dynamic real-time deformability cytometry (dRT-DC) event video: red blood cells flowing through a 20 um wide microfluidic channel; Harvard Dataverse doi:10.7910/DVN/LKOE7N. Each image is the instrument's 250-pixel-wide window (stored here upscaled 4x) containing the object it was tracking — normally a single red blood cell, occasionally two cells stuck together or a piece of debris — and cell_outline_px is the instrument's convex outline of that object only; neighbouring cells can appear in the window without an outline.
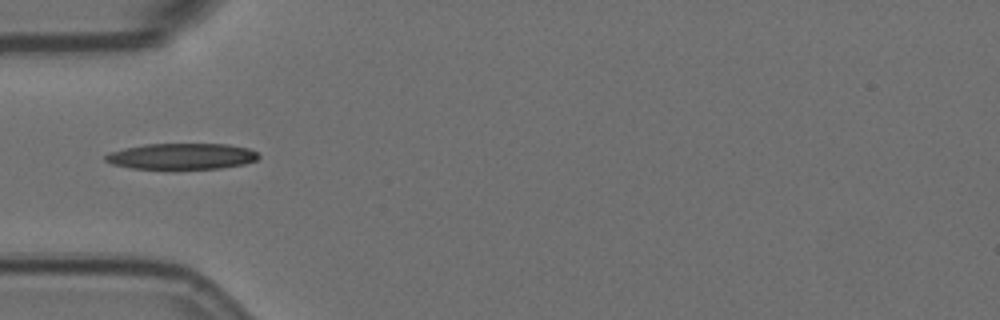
{"species": "Egyptian fruit bat (a non-hibernating species)", "species_latin": "Rousettus aegyptiacus", "temperature_condition": "room temperature", "stored_images_in_passage": 12, "camera_frame_rate_fps": 3000, "um_per_image_px": 0.085, "animal": {"sex": "female"}, "frame": {"image": 1, "passage_image": 2, "time_ms": 0.333, "image_size_px": [1000, 320], "cell_outline_px": [[260, 156], [256, 160], [244, 164], [220, 168], [132, 168], [112, 164], [104, 160], [104, 156], [108, 152], [124, 148], [144, 144], [228, 144], [248, 148], [256, 152]], "centroid_in_image_um": [15.42, 13.27], "position_along_channel_um": 69.6, "area_um2": 23.06}}
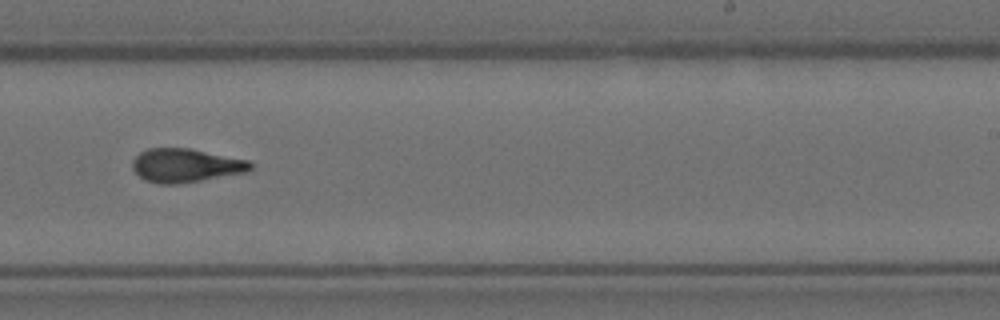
{"frame": {"image": 2, "passage_image": 7, "time_ms": 2.0, "image_size_px": [1000, 320], "cell_outline_px": [[252, 168], [248, 172], [176, 184], [160, 184], [144, 180], [132, 168], [132, 160], [140, 152], [148, 148], [192, 148], [248, 160], [252, 164]], "centroid_in_image_um": [15.78, 14.05], "position_along_channel_um": 273.2, "area_um2": 23.18}}
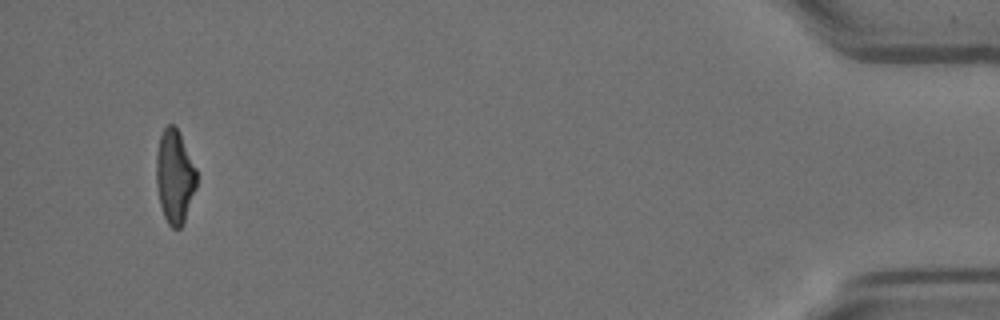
{"frame": {"image": 3, "passage_image": 12, "time_ms": 3.667, "image_size_px": [1000, 320], "cell_outline_px": [[196, 188], [184, 224], [180, 228], [172, 228], [168, 224], [164, 216], [160, 204], [156, 184], [156, 152], [160, 136], [164, 128], [168, 124], [172, 124], [176, 128], [196, 168]], "centroid_in_image_um": [14.84, 15.05], "position_along_channel_um": 420.4, "area_um2": 21.91}}